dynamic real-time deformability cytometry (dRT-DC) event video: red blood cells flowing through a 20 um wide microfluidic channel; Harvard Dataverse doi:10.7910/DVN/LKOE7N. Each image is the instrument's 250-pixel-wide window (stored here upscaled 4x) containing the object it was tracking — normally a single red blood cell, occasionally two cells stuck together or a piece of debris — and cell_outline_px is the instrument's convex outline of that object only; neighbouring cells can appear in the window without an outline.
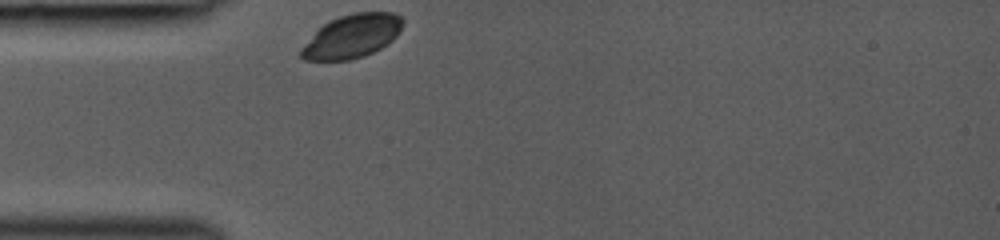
{"species": "common noctule bat (a hibernating species)", "species_latin": "Nyctalus noctula", "temperature_condition": "room temperature", "stored_images_in_passage": 27, "camera_frame_rate_fps": 3000, "um_per_image_px": 0.085, "animal": {"sex": "female", "body_mass_g": 19.0, "forearm_length_mm": 53.3}, "frame": {"image": 1, "passage_image": 1, "time_ms": 0.0, "image_size_px": [1000, 240], "cell_outline_px": [[404, 20], [396, 36], [392, 40], [380, 48], [364, 56], [348, 60], [304, 60], [300, 56], [300, 48], [324, 24], [340, 16], [356, 12], [392, 12], [400, 16]], "centroid_in_image_um": [29.92, 3.08], "position_along_channel_um": 55.1, "area_um2": 25.37}}
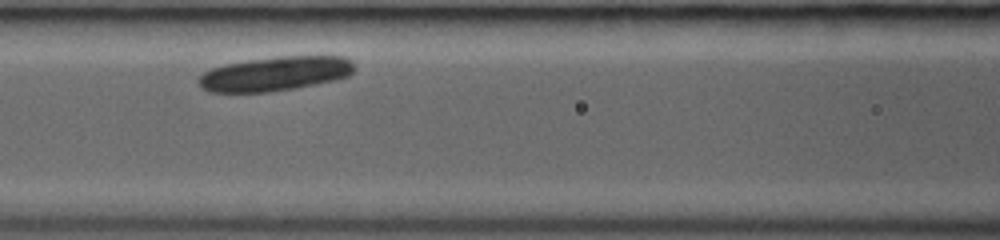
{"frame": {"image": 2, "passage_image": 8, "time_ms": 2.333, "image_size_px": [1000, 240], "cell_outline_px": [[352, 72], [348, 76], [332, 80], [296, 88], [268, 92], [208, 92], [200, 88], [196, 80], [204, 72], [212, 68], [224, 64], [248, 60], [276, 56], [344, 56], [352, 60]], "centroid_in_image_um": [23.32, 6.26], "position_along_channel_um": 143.3, "area_um2": 31.21}}
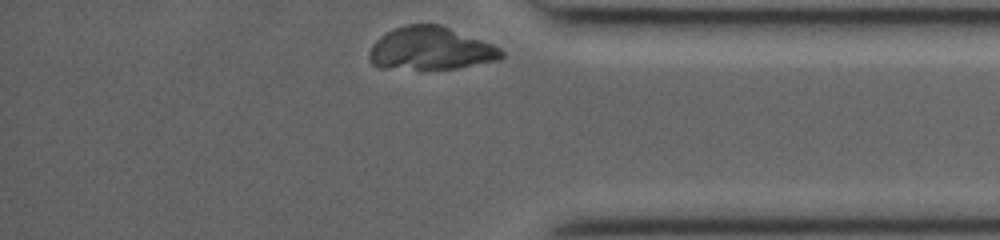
{"frame": {"image": 3, "passage_image": 27, "time_ms": 8.667, "image_size_px": [1000, 240], "cell_outline_px": [[504, 56], [500, 60], [456, 68], [380, 68], [372, 64], [368, 56], [368, 52], [372, 44], [380, 36], [404, 24], [440, 24], [492, 44], [500, 48], [504, 52]], "centroid_in_image_um": [36.6, 4.12], "position_along_channel_um": 398.6, "area_um2": 32.89}}